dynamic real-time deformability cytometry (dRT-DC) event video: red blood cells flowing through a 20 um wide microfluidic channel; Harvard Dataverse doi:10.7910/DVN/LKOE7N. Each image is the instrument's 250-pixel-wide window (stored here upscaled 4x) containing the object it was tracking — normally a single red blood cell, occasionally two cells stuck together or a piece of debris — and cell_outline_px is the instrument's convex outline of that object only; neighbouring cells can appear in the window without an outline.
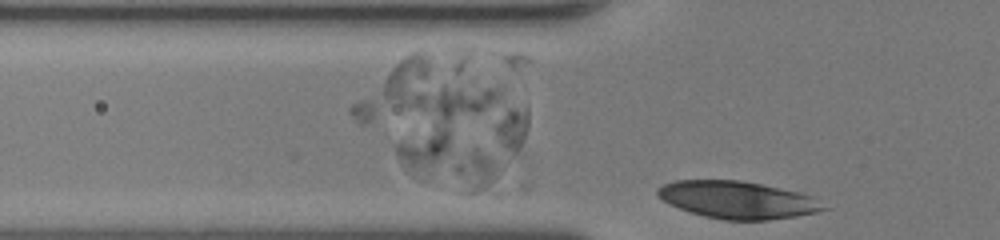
{"species": "human", "species_latin": "Homo sapiens", "temperature_condition": "room temperature", "stored_images_in_passage": 26, "camera_frame_rate_fps": 3000, "um_per_image_px": 0.085, "donor": {"sex": "female"}, "frame": {"image": 1, "passage_image": 26, "time_ms": 8.333, "image_size_px": [1000, 240], "cell_outline_px": [[832, 208], [816, 212], [796, 216], [768, 220], [724, 220], [704, 216], [668, 204], [656, 196], [656, 188], [672, 180], [740, 180], [800, 192], [812, 196]], "centroid_in_image_um": [62.69, 16.99], "position_along_channel_um": 63.1, "area_um2": 36.36}}